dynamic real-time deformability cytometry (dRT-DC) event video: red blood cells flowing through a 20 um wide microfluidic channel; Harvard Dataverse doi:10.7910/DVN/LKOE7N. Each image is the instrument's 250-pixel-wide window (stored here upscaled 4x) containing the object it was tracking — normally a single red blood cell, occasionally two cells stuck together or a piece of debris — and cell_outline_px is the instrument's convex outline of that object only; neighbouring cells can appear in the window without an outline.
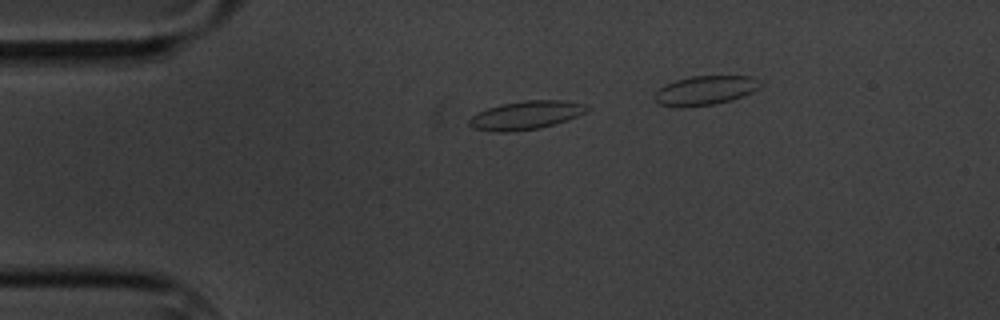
{"species": "common noctule bat (a hibernating species)", "species_latin": "Nyctalus noctula", "temperature_condition": "cold", "stored_images_in_passage": 8, "camera_frame_rate_fps": 3000, "um_per_image_px": 0.085, "animal": {"sex": "male", "body_mass_g": 20.1, "forearm_length_mm": 53.5}, "frame": {"image": 1, "passage_image": 2, "time_ms": 1.0, "image_size_px": [1000, 320], "cell_outline_px": [[592, 108], [588, 112], [568, 120], [540, 128], [508, 132], [492, 132], [472, 128], [468, 124], [468, 120], [476, 112], [488, 108], [504, 104], [524, 100], [564, 100], [588, 104]], "centroid_in_image_um": [44.75, 9.79], "position_along_channel_um": 40.3, "area_um2": 19.88}}
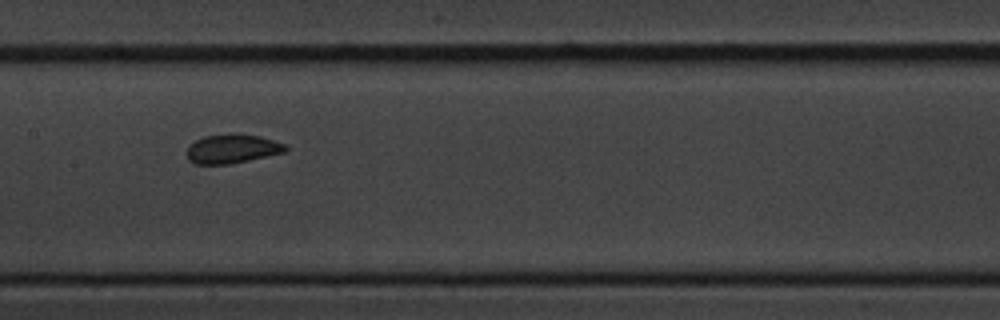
{"frame": {"image": 2, "passage_image": 7, "time_ms": 7.667, "image_size_px": [1000, 320], "cell_outline_px": [[288, 148], [284, 152], [232, 164], [192, 164], [188, 160], [188, 148], [196, 140], [204, 136], [260, 136], [284, 144]], "centroid_in_image_um": [19.72, 12.7], "position_along_channel_um": 187.7, "area_um2": 15.95}}
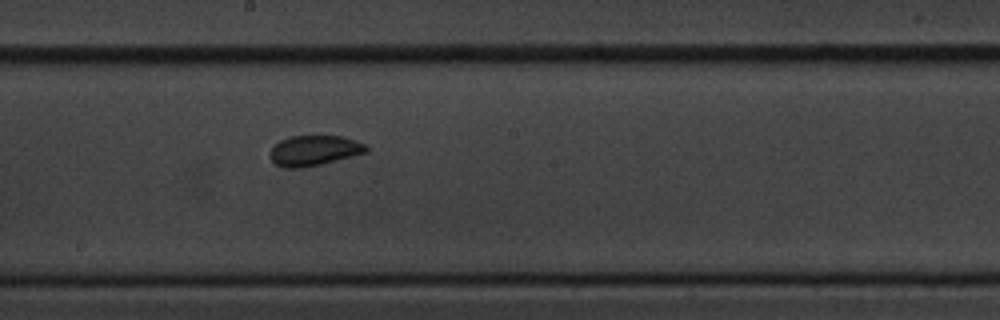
{"frame": {"image": 3, "passage_image": 8, "time_ms": 8.667, "image_size_px": [1000, 320], "cell_outline_px": [[368, 152], [320, 164], [300, 168], [284, 168], [276, 164], [272, 160], [272, 148], [280, 140], [288, 136], [344, 136], [368, 144]], "centroid_in_image_um": [26.76, 12.78], "position_along_channel_um": 221.4, "area_um2": 16.88}}